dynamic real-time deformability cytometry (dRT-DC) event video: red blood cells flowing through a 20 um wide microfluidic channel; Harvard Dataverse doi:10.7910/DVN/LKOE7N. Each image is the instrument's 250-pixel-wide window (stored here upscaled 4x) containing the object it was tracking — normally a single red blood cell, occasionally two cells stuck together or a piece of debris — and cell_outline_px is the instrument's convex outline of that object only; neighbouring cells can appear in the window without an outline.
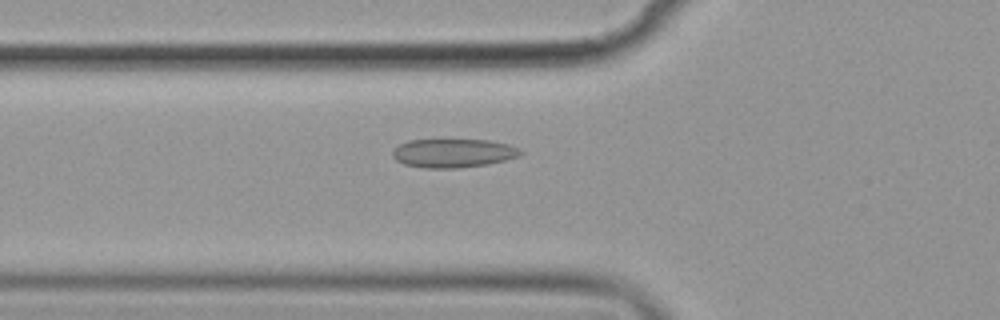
{"species": "common noctule bat (a hibernating species)", "species_latin": "Nyctalus noctula", "temperature_condition": "cold", "stored_images_in_passage": 54, "camera_frame_rate_fps": 3000, "um_per_image_px": 0.085, "animal": {"sex": "female", "body_mass_g": 19.9}, "frame": {"image": 1, "passage_image": 21, "time_ms": 6.667, "image_size_px": [1000, 320], "cell_outline_px": [[524, 152], [520, 156], [488, 164], [460, 168], [424, 168], [404, 164], [396, 160], [392, 156], [392, 148], [408, 140], [488, 140], [508, 144]], "centroid_in_image_um": [38.49, 13.02], "position_along_channel_um": 87.3, "area_um2": 21.44}}
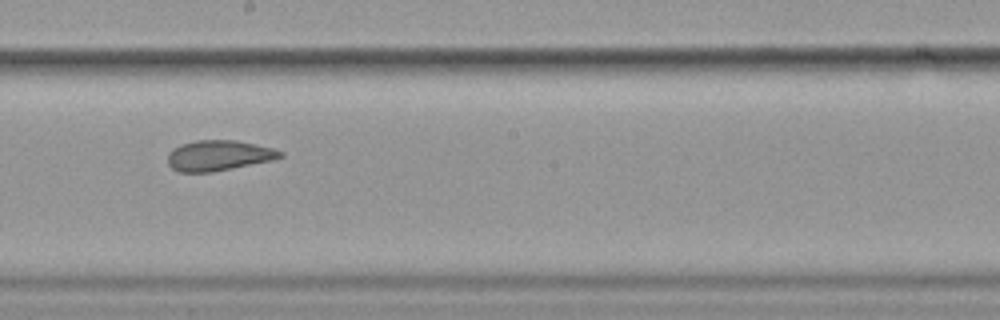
{"frame": {"image": 2, "passage_image": 33, "time_ms": 10.667, "image_size_px": [1000, 320], "cell_outline_px": [[284, 156], [272, 160], [212, 172], [180, 172], [172, 168], [168, 164], [168, 152], [172, 148], [180, 144], [196, 140], [236, 140], [256, 144], [272, 148], [284, 152]], "centroid_in_image_um": [18.57, 13.21], "position_along_channel_um": 229.6, "area_um2": 20.0}}
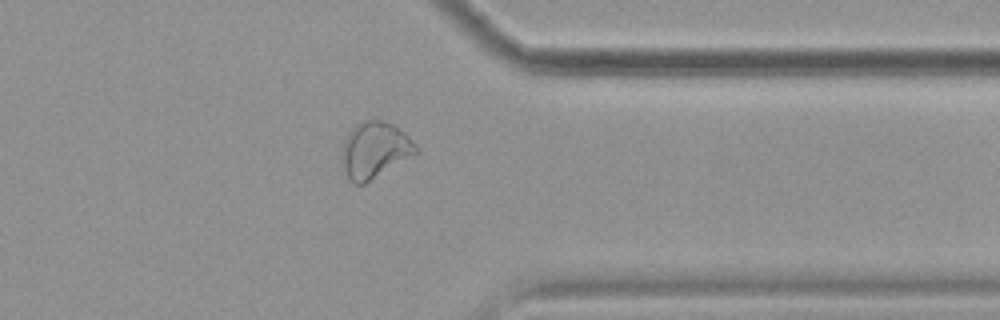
{"frame": {"image": 3, "passage_image": 46, "time_ms": 15.0, "image_size_px": [1000, 320], "cell_outline_px": [[420, 152], [364, 184], [352, 184], [344, 168], [340, 156], [344, 140], [348, 132], [356, 124], [364, 120], [380, 120], [392, 124], [404, 132], [416, 144]], "centroid_in_image_um": [31.85, 12.75], "position_along_channel_um": 379.6, "area_um2": 24.33}}